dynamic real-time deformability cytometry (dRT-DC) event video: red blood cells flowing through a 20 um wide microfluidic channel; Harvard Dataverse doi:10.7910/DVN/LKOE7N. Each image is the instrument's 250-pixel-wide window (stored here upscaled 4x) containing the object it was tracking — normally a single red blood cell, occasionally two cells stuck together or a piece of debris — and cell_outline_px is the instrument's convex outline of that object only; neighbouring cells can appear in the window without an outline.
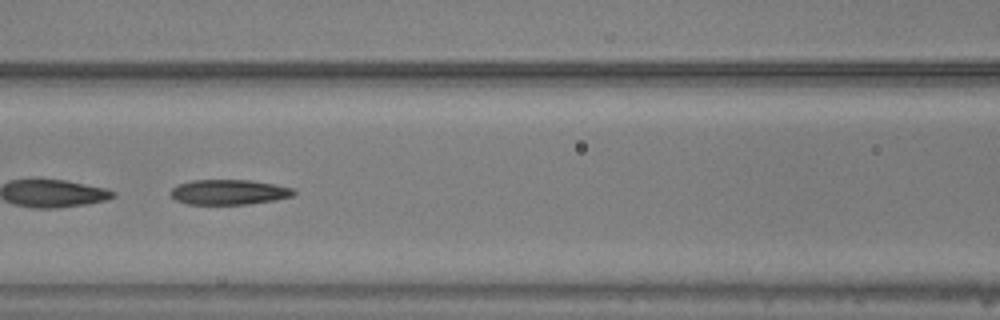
{"species": "common noctule bat (a hibernating species)", "species_latin": "Nyctalus noctula", "temperature_condition": "warm", "stored_images_in_passage": 43, "segment_of_instrument_passage": [2, 2], "camera_frame_rate_fps": 3000, "um_per_image_px": 0.085, "animal": {"sex": "male", "body_mass_g": 20.5, "forearm_length_mm": 52.5}, "frame": {"image": 1, "passage_image": 16, "time_ms": 5.0, "image_size_px": [1000, 320], "cell_outline_px": [[296, 192], [292, 196], [276, 200], [248, 204], [188, 204], [176, 200], [168, 192], [176, 184], [192, 180], [248, 180], [272, 184], [292, 188]], "centroid_in_image_um": [19.41, 16.33], "position_along_channel_um": 147.2, "area_um2": 17.98}}
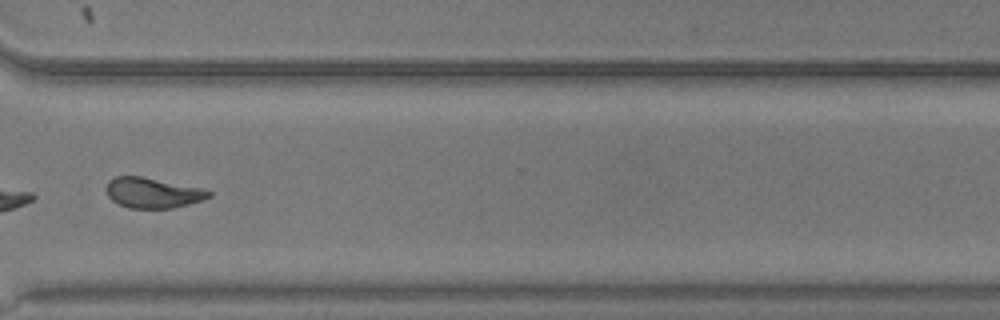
{"frame": {"image": 2, "passage_image": 32, "time_ms": 10.333, "image_size_px": [1000, 320], "cell_outline_px": [[212, 196], [204, 200], [172, 208], [128, 208], [112, 200], [108, 196], [104, 188], [108, 180], [116, 176], [140, 176], [200, 188], [212, 192]], "centroid_in_image_um": [12.95, 16.39], "position_along_channel_um": 357.7, "area_um2": 18.09}}